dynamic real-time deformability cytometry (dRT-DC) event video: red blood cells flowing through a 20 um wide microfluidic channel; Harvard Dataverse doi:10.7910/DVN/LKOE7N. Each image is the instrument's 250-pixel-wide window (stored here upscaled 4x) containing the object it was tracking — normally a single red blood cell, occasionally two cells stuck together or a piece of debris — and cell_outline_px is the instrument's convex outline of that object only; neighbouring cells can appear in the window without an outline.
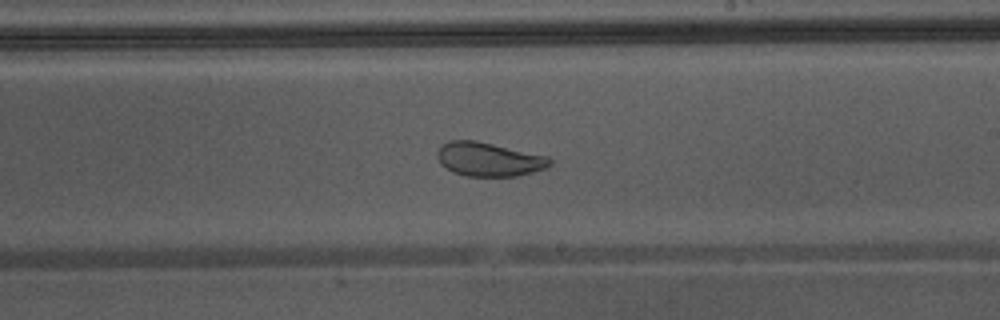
{"species": "Egyptian fruit bat (a non-hibernating species)", "species_latin": "Rousettus aegyptiacus", "temperature_condition": "warm", "stored_images_in_passage": 30, "camera_frame_rate_fps": 3000, "um_per_image_px": 0.085, "animal": {"sex": "male"}, "frame": {"image": 1, "passage_image": 30, "time_ms": 9.667, "image_size_px": [1000, 320], "cell_outline_px": [[552, 164], [544, 168], [532, 172], [516, 176], [464, 176], [452, 172], [440, 164], [436, 156], [436, 152], [448, 140], [476, 140], [548, 156], [552, 160]], "centroid_in_image_um": [41.53, 13.54], "position_along_channel_um": 247.5, "area_um2": 22.31}}